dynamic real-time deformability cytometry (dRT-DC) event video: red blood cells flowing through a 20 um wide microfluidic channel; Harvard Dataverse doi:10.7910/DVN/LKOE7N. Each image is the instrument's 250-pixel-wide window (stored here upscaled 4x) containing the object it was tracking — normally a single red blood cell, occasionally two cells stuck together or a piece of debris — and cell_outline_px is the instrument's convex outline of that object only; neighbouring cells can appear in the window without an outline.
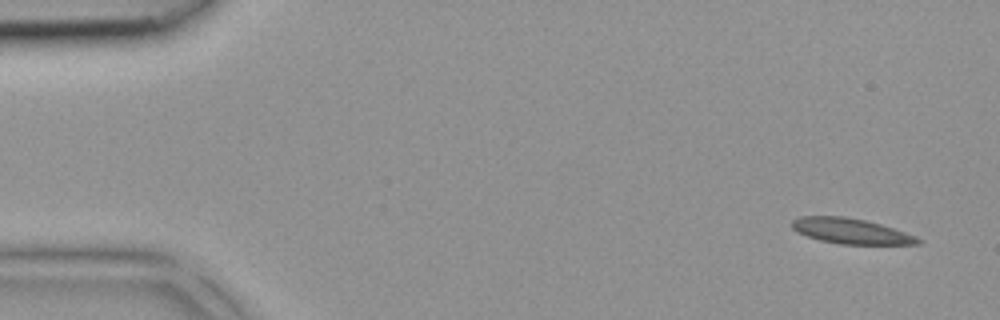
{"species": "common noctule bat (a hibernating species)", "species_latin": "Nyctalus noctula", "temperature_condition": "room temperature", "stored_images_in_passage": 40, "camera_frame_rate_fps": 3000, "um_per_image_px": 0.085, "animal": {"sex": "female", "body_mass_g": 18.4}, "frame": {"image": 1, "passage_image": 1, "time_ms": 0.0, "image_size_px": [1000, 320], "cell_outline_px": [[924, 240], [920, 244], [840, 244], [820, 240], [796, 232], [792, 228], [792, 220], [800, 216], [844, 216], [864, 220], [880, 224], [916, 236]], "centroid_in_image_um": [72.32, 19.64], "position_along_channel_um": 12.7, "area_um2": 18.55}}
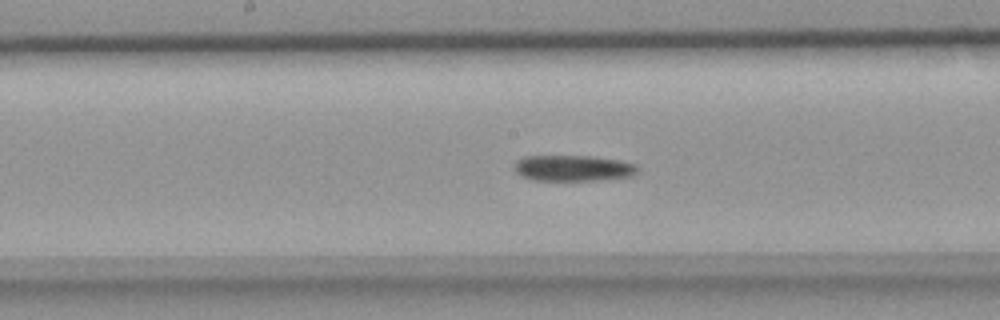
{"frame": {"image": 2, "passage_image": 20, "time_ms": 6.333, "image_size_px": [1000, 320], "cell_outline_px": [[640, 168], [632, 176], [596, 180], [532, 180], [520, 176], [512, 168], [516, 160], [524, 156], [592, 156], [620, 160], [636, 164]], "centroid_in_image_um": [48.68, 14.28], "position_along_channel_um": 199.5, "area_um2": 18.84}}
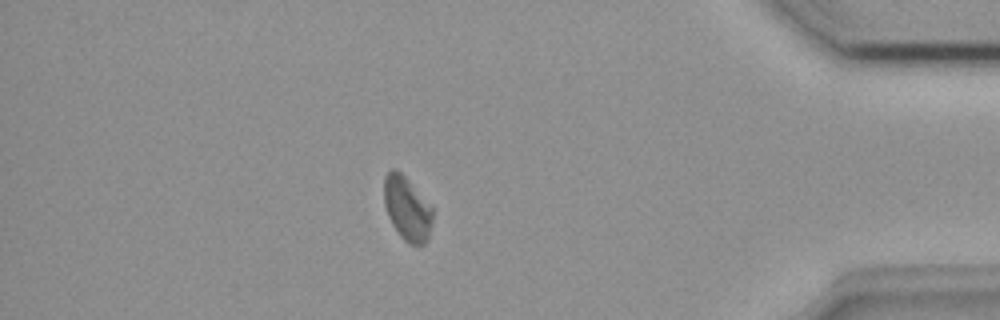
{"frame": {"image": 3, "passage_image": 35, "time_ms": 11.333, "image_size_px": [1000, 320], "cell_outline_px": [[432, 224], [428, 240], [424, 244], [408, 244], [400, 236], [392, 224], [388, 216], [384, 204], [384, 176], [392, 168], [396, 168], [408, 180], [432, 208]], "centroid_in_image_um": [34.59, 17.74], "position_along_channel_um": 400.6, "area_um2": 17.98}}